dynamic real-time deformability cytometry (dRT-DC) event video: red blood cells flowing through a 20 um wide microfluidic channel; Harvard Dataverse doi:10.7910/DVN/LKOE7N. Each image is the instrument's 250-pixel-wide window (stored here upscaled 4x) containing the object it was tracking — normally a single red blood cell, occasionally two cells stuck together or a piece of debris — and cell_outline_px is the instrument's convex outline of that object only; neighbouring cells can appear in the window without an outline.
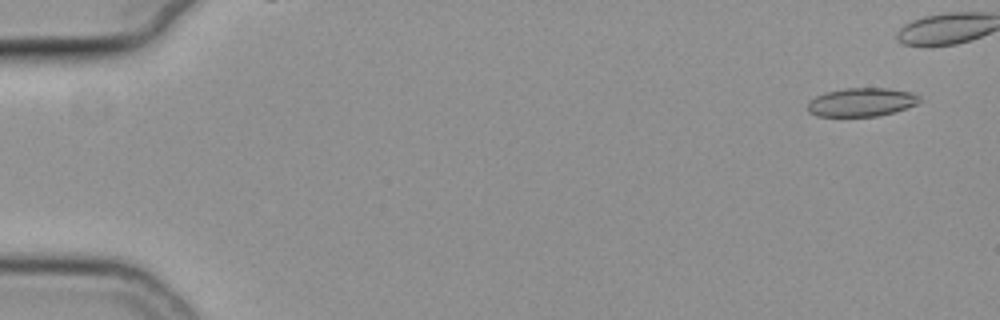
{"species": "common noctule bat (a hibernating species)", "species_latin": "Nyctalus noctula", "temperature_condition": "cold", "stored_images_in_passage": 9, "camera_frame_rate_fps": 3000, "um_per_image_px": 0.085, "animal": {"sex": "female", "body_mass_g": 19.3, "forearm_length_mm": 54.1}, "frame": {"image": 1, "passage_image": 1, "time_ms": 0.0, "image_size_px": [1000, 320], "cell_outline_px": [[920, 100], [916, 104], [892, 112], [876, 116], [816, 116], [808, 112], [808, 100], [824, 92], [844, 88], [884, 88], [912, 92], [920, 96]], "centroid_in_image_um": [73.18, 8.67], "position_along_channel_um": 11.8, "area_um2": 18.55}}